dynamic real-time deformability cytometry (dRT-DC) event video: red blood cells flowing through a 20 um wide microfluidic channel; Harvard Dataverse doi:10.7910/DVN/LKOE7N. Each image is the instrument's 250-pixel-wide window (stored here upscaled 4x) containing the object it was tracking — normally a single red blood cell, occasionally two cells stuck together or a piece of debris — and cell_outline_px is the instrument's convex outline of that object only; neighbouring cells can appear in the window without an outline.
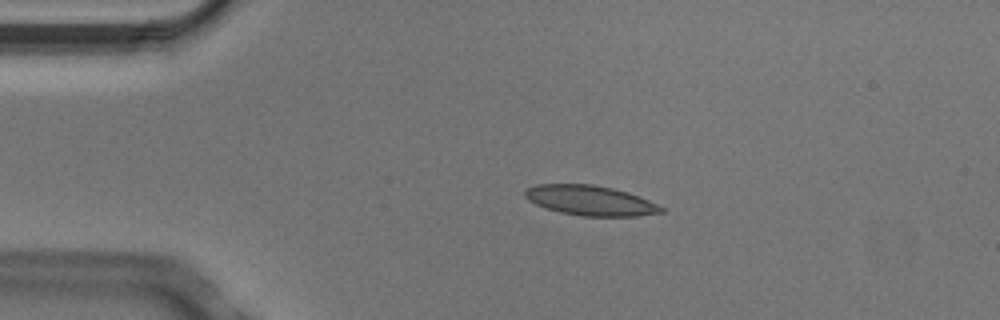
{"species": "Egyptian fruit bat (a non-hibernating species)", "species_latin": "Rousettus aegyptiacus", "temperature_condition": "cold", "stored_images_in_passage": 4, "camera_frame_rate_fps": 3000, "um_per_image_px": 0.085, "animal": {"sex": "male"}, "frame": {"image": 1, "passage_image": 3, "time_ms": 0.667, "image_size_px": [1000, 320], "cell_outline_px": [[664, 212], [636, 216], [584, 216], [560, 212], [544, 208], [528, 200], [524, 196], [524, 192], [528, 188], [536, 184], [592, 184], [612, 188], [628, 192], [648, 200], [664, 208]], "centroid_in_image_um": [50.15, 17.04], "position_along_channel_um": 34.8, "area_um2": 23.7}}